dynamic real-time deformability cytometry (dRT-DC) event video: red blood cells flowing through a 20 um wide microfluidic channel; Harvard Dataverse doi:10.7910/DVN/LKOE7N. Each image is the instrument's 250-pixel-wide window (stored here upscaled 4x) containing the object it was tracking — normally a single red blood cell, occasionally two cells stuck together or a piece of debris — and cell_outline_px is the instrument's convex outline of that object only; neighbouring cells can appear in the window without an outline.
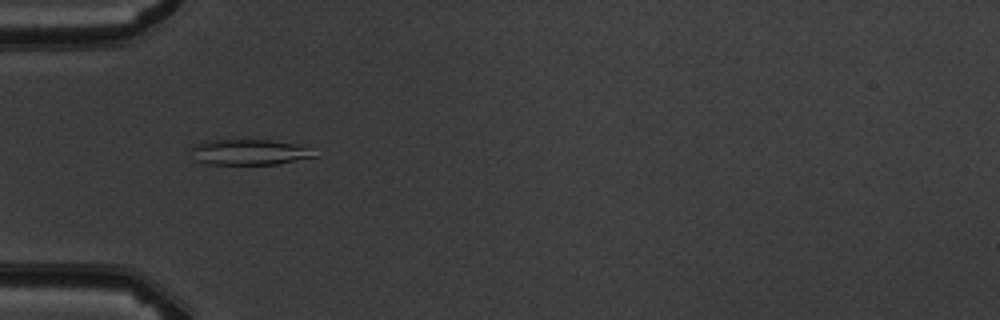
{"species": "common noctule bat (a hibernating species)", "species_latin": "Nyctalus noctula", "temperature_condition": "warm", "stored_images_in_passage": 8, "camera_frame_rate_fps": 3000, "um_per_image_px": 0.085, "animal": {"sex": "male", "body_mass_g": 19.5, "forearm_length_mm": 54.6}, "frame": {"image": 1, "passage_image": 6, "time_ms": 5.667, "image_size_px": [1000, 320], "cell_outline_px": [[320, 156], [276, 164], [204, 164], [196, 160], [192, 148], [192, 144], [204, 140], [232, 136], [268, 140], [296, 144]], "centroid_in_image_um": [21.08, 12.88], "position_along_channel_um": 63.9, "area_um2": 19.13}}
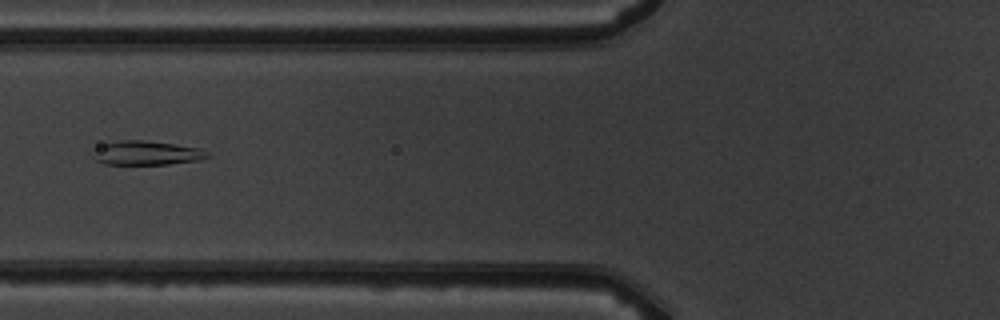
{"frame": {"image": 2, "passage_image": 7, "time_ms": 7.0, "image_size_px": [1000, 320], "cell_outline_px": [[212, 156], [200, 160], [168, 164], [104, 164], [96, 160], [92, 156], [92, 148], [100, 144], [120, 140], [144, 140], [172, 144], [196, 148], [208, 152]], "centroid_in_image_um": [12.38, 13.0], "position_along_channel_um": 113.4, "area_um2": 16.18}}
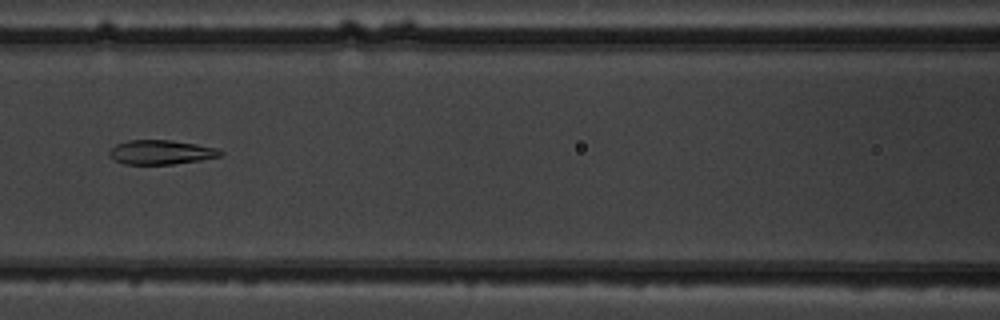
{"frame": {"image": 3, "passage_image": 8, "time_ms": 8.0, "image_size_px": [1000, 320], "cell_outline_px": [[224, 152], [220, 156], [200, 160], [172, 164], [124, 164], [112, 160], [108, 156], [108, 152], [116, 144], [128, 140], [172, 140], [220, 148]], "centroid_in_image_um": [13.67, 12.94], "position_along_channel_um": 152.9, "area_um2": 15.9}}